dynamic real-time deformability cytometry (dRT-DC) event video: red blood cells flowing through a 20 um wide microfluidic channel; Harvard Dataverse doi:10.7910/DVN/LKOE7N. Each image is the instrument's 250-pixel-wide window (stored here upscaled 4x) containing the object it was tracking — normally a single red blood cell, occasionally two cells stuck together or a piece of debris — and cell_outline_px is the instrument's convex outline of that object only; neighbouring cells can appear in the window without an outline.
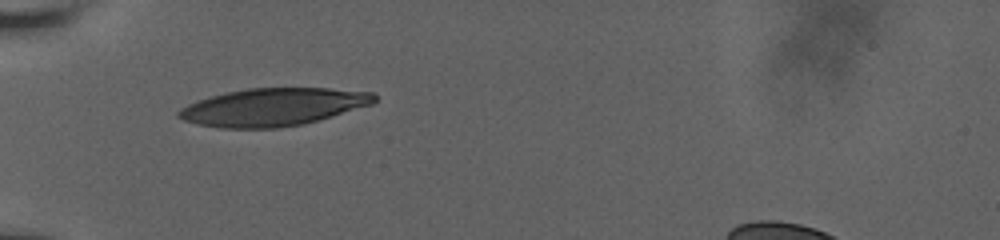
{"species": "human", "species_latin": "Homo sapiens", "temperature_condition": "room temperature", "stored_images_in_passage": 31, "camera_frame_rate_fps": 3000, "um_per_image_px": 0.085, "donor": {"sex": "male"}, "frame": {"image": 1, "passage_image": 1, "time_ms": 0.0, "image_size_px": [1000, 240], "cell_outline_px": [[376, 100], [372, 104], [332, 116], [304, 124], [276, 128], [220, 128], [196, 124], [184, 120], [176, 116], [176, 112], [180, 108], [188, 104], [212, 96], [228, 92], [248, 88], [328, 88], [372, 92], [376, 96]], "centroid_in_image_um": [23.2, 9.1], "position_along_channel_um": 61.8, "area_um2": 42.83}}
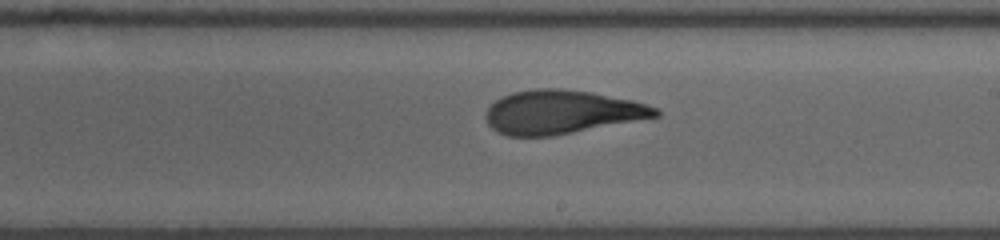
{"frame": {"image": 2, "passage_image": 16, "time_ms": 5.0, "image_size_px": [1000, 240], "cell_outline_px": [[660, 116], [552, 136], [508, 136], [496, 132], [488, 124], [484, 116], [484, 112], [496, 100], [512, 92], [532, 88], [560, 88], [592, 92], [632, 100], [660, 108]], "centroid_in_image_um": [47.73, 9.52], "position_along_channel_um": 241.3, "area_um2": 43.35}}
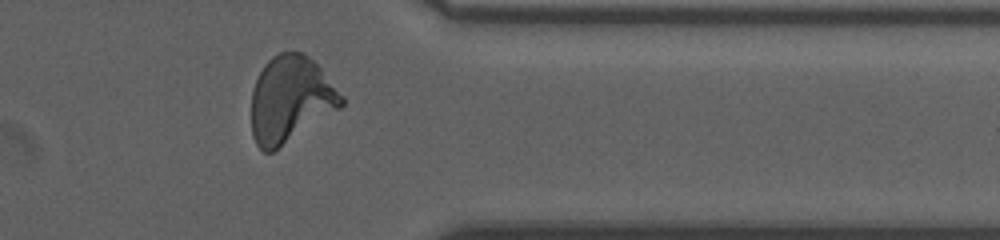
{"frame": {"image": 3, "passage_image": 28, "time_ms": 9.0, "image_size_px": [1000, 240], "cell_outline_px": [[344, 104], [340, 108], [272, 152], [264, 152], [256, 144], [252, 136], [252, 92], [256, 80], [264, 64], [272, 56], [280, 52], [304, 52], [320, 68], [344, 96]], "centroid_in_image_um": [24.69, 8.44], "position_along_channel_um": 386.7, "area_um2": 44.91}, "authors_computed_cell_mechanics": {"area_um2": 43.2344, "velocity_mm_per_s": 3.8033, "shape_relaxation_time_tau1_ms": 6.8918, "shape_relaxation_time_tau2_ms": 1.3026, "deformation_change_tau1": 0.2243, "deformation_change_tau2": 0.0876}}